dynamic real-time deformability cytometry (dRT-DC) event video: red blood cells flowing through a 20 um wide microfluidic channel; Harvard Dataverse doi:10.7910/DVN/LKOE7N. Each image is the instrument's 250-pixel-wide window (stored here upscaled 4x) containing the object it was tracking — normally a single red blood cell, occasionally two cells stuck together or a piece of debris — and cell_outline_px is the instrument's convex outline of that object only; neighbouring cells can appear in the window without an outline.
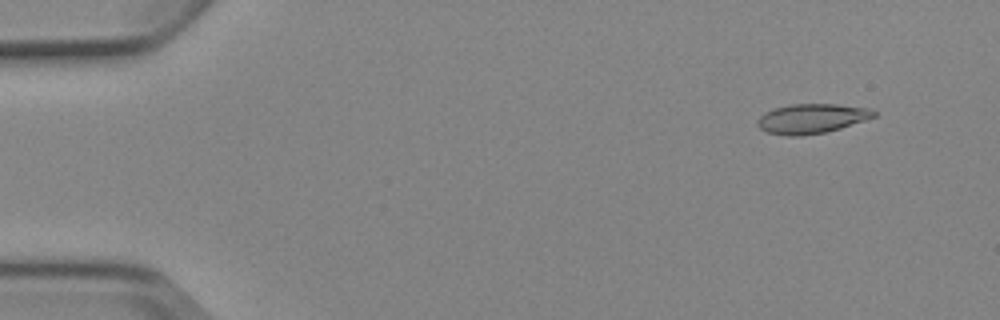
{"species": "Egyptian fruit bat (a non-hibernating species)", "species_latin": "Rousettus aegyptiacus", "temperature_condition": "cold", "stored_images_in_passage": 4, "camera_frame_rate_fps": 3000, "um_per_image_px": 0.085, "animal": {"sex": "female"}, "frame": {"image": 1, "passage_image": 2, "time_ms": 1.0, "image_size_px": [1000, 320], "cell_outline_px": [[876, 116], [840, 128], [824, 132], [800, 136], [788, 136], [768, 132], [760, 128], [756, 124], [756, 120], [764, 112], [772, 108], [792, 104], [836, 104], [872, 108], [876, 112]], "centroid_in_image_um": [68.97, 10.07], "position_along_channel_um": 16.0, "area_um2": 20.11}}